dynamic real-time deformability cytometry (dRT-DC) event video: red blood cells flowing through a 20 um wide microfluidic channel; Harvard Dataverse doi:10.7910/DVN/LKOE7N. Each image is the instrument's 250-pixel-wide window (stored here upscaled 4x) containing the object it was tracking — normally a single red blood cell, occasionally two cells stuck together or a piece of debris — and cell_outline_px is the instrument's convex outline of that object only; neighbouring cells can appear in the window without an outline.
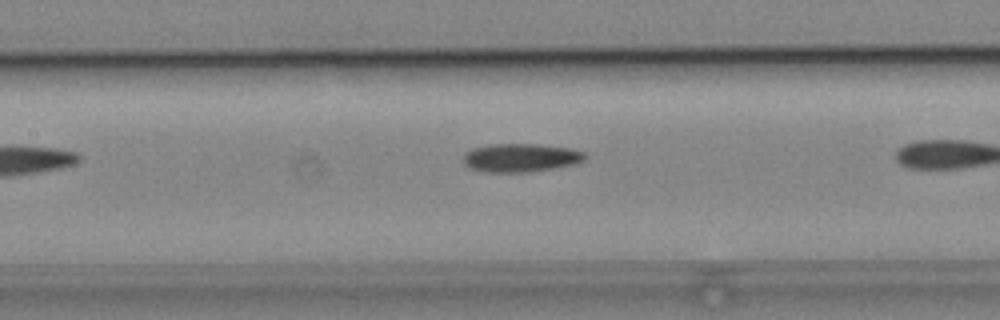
{"species": "common noctule bat (a hibernating species)", "species_latin": "Nyctalus noctula", "temperature_condition": "cold", "stored_images_in_passage": 7, "camera_frame_rate_fps": 3000, "um_per_image_px": 0.085, "animal": {"sex": "male", "body_mass_g": 19.2, "forearm_length_mm": 51.8}, "frame": {"image": 1, "passage_image": 7, "time_ms": 8.0, "image_size_px": [1000, 320], "cell_outline_px": [[588, 156], [584, 160], [576, 164], [528, 172], [484, 172], [468, 168], [464, 164], [464, 152], [472, 148], [492, 144], [540, 144], [568, 148], [584, 152]], "centroid_in_image_um": [44.24, 13.41], "position_along_channel_um": 163.2, "area_um2": 20.29}}